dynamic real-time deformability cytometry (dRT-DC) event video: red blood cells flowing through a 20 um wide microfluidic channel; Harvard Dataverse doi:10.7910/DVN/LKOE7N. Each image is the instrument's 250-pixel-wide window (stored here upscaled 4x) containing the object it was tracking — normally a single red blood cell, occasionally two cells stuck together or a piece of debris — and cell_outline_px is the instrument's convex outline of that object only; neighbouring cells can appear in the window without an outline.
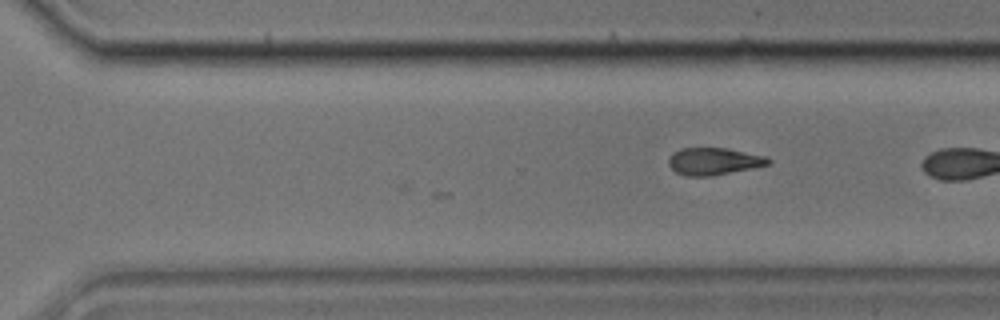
{"species": "common noctule bat (a hibernating species)", "species_latin": "Nyctalus noctula", "temperature_condition": "cold", "stored_images_in_passage": 22, "camera_frame_rate_fps": 3000, "um_per_image_px": 0.085, "animal": {"sex": "male", "body_mass_g": 17.9}, "frame": {"image": 1, "passage_image": 22, "time_ms": 7.0, "image_size_px": [1000, 320], "cell_outline_px": [[772, 160], [768, 164], [752, 168], [712, 176], [684, 176], [676, 172], [668, 164], [668, 156], [672, 152], [680, 148], [728, 148], [764, 156]], "centroid_in_image_um": [60.62, 13.71], "position_along_channel_um": 310.0, "area_um2": 15.84}}